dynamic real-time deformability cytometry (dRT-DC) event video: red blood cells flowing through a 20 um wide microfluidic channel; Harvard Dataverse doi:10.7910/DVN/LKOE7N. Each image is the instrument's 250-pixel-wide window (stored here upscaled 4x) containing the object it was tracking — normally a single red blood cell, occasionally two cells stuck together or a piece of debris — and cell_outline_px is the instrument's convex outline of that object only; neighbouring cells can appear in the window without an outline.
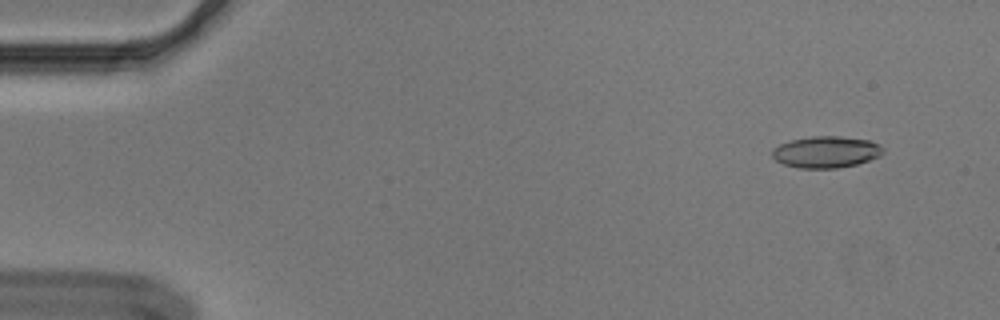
{"species": "Egyptian fruit bat (a non-hibernating species)", "species_latin": "Rousettus aegyptiacus", "temperature_condition": "cold", "stored_images_in_passage": 5, "camera_frame_rate_fps": 3000, "um_per_image_px": 0.085, "animal": {"sex": "male"}, "frame": {"image": 1, "passage_image": 2, "time_ms": 0.333, "image_size_px": [1000, 320], "cell_outline_px": [[884, 152], [880, 156], [856, 164], [836, 168], [800, 168], [784, 164], [776, 160], [772, 156], [772, 148], [780, 144], [792, 140], [812, 136], [840, 136], [868, 140], [880, 144], [884, 148]], "centroid_in_image_um": [70.23, 12.91], "position_along_channel_um": 14.8, "area_um2": 20.35}}
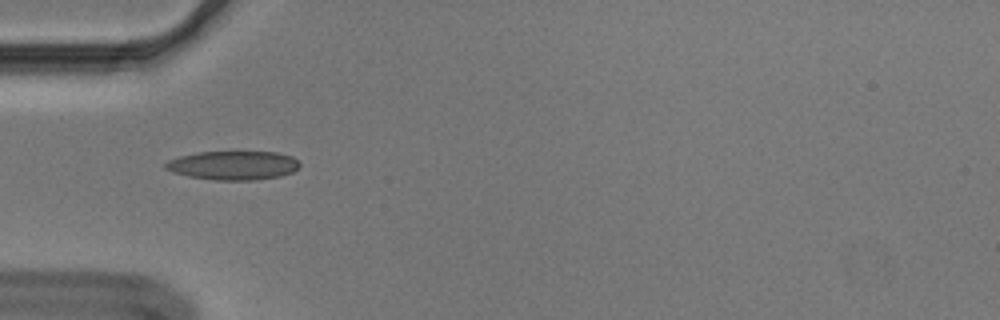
{"frame": {"image": 2, "passage_image": 5, "time_ms": 1.333, "image_size_px": [1000, 320], "cell_outline_px": [[300, 168], [292, 172], [280, 176], [252, 180], [216, 180], [188, 176], [172, 172], [164, 168], [164, 164], [168, 160], [180, 156], [196, 152], [276, 152], [292, 156], [300, 164]], "centroid_in_image_um": [19.81, 14.05], "position_along_channel_um": 65.2, "area_um2": 22.6}}